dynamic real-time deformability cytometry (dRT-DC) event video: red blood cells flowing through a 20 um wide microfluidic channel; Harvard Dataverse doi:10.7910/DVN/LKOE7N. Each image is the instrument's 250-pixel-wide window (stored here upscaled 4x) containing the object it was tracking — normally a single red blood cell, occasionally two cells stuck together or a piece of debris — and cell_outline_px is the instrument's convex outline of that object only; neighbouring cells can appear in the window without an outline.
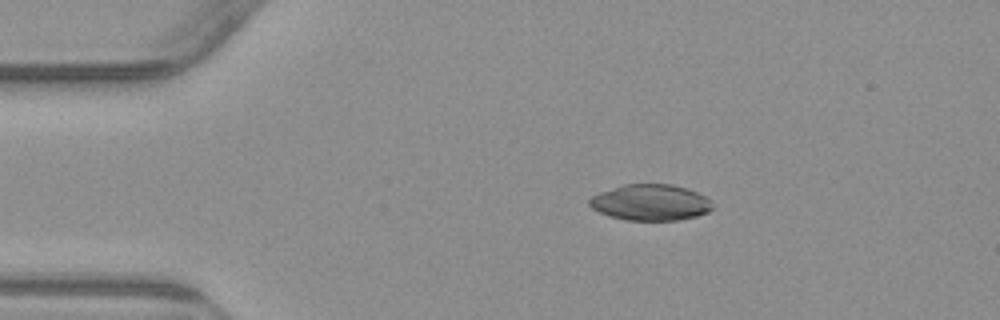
{"species": "common noctule bat (a hibernating species)", "species_latin": "Nyctalus noctula", "temperature_condition": "warm", "stored_images_in_passage": 45, "camera_frame_rate_fps": 3000, "um_per_image_px": 0.085, "animal": {"sex": "male", "body_mass_g": 23.1, "forearm_length_mm": 52.7}, "frame": {"image": 1, "passage_image": 1, "time_ms": 0.0, "image_size_px": [1000, 320], "cell_outline_px": [[712, 208], [708, 212], [696, 216], [680, 220], [624, 220], [608, 216], [592, 208], [588, 204], [588, 200], [592, 196], [600, 192], [624, 184], [672, 184], [688, 188], [704, 196], [712, 204]], "centroid_in_image_um": [55.27, 17.21], "position_along_channel_um": 29.7, "area_um2": 25.89}}
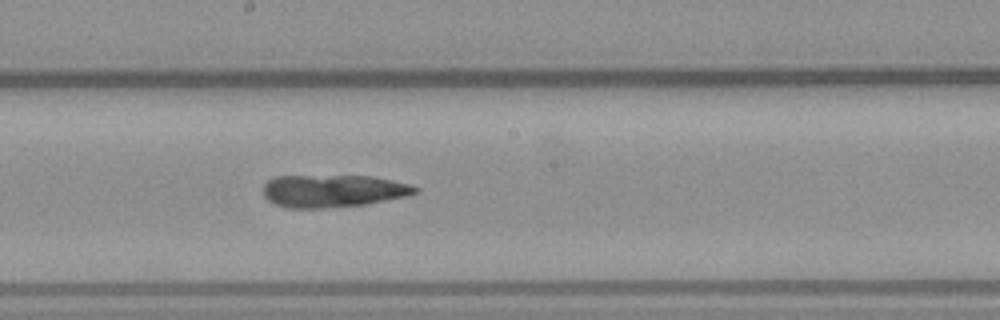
{"frame": {"image": 2, "passage_image": 20, "time_ms": 6.333, "image_size_px": [1000, 320], "cell_outline_px": [[420, 192], [408, 196], [368, 204], [324, 208], [284, 208], [268, 200], [264, 196], [264, 184], [268, 180], [276, 176], [372, 176], [392, 180], [408, 184], [420, 188]], "centroid_in_image_um": [28.34, 16.23], "position_along_channel_um": 219.9, "area_um2": 29.02}}
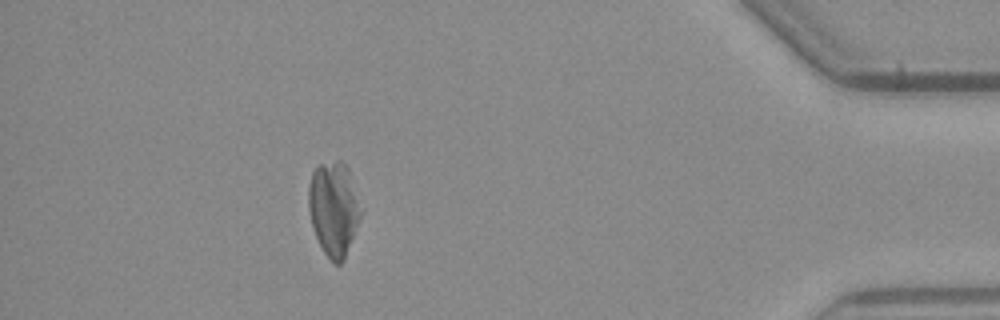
{"frame": {"image": 3, "passage_image": 39, "time_ms": 12.667, "image_size_px": [1000, 320], "cell_outline_px": [[360, 216], [344, 260], [340, 264], [332, 264], [324, 252], [316, 236], [312, 224], [308, 208], [308, 188], [312, 172], [320, 164], [336, 160], [340, 160], [348, 168], [360, 212]], "centroid_in_image_um": [28.32, 17.75], "position_along_channel_um": 406.9, "area_um2": 28.03}}